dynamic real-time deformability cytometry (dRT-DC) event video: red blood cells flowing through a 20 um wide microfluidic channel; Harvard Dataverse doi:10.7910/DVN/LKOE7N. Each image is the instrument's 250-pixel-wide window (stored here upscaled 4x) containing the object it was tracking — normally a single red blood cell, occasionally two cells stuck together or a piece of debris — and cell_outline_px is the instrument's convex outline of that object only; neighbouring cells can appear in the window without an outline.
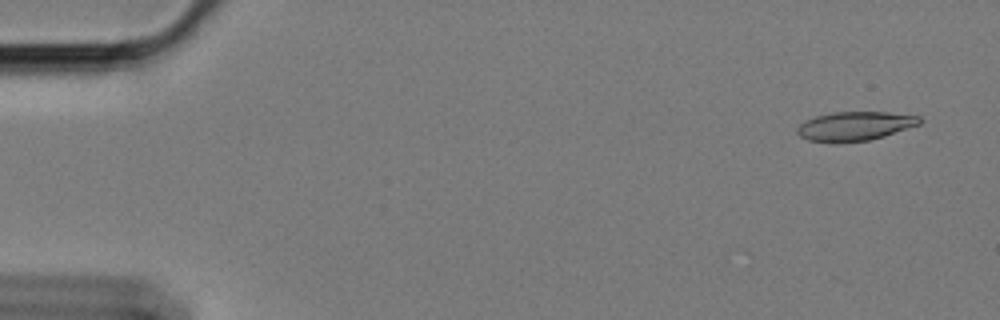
{"species": "Egyptian fruit bat (a non-hibernating species)", "species_latin": "Rousettus aegyptiacus", "temperature_condition": "cold", "stored_images_in_passage": 29, "camera_frame_rate_fps": 3000, "um_per_image_px": 0.085, "animal": {"sex": "female"}, "frame": {"image": 1, "passage_image": 3, "time_ms": 0.667, "image_size_px": [1000, 320], "cell_outline_px": [[924, 120], [920, 124], [884, 136], [868, 140], [836, 144], [832, 144], [808, 140], [800, 136], [796, 132], [796, 128], [804, 120], [816, 116], [832, 112], [888, 112], [920, 116]], "centroid_in_image_um": [72.63, 10.73], "position_along_channel_um": 12.4, "area_um2": 21.1}}
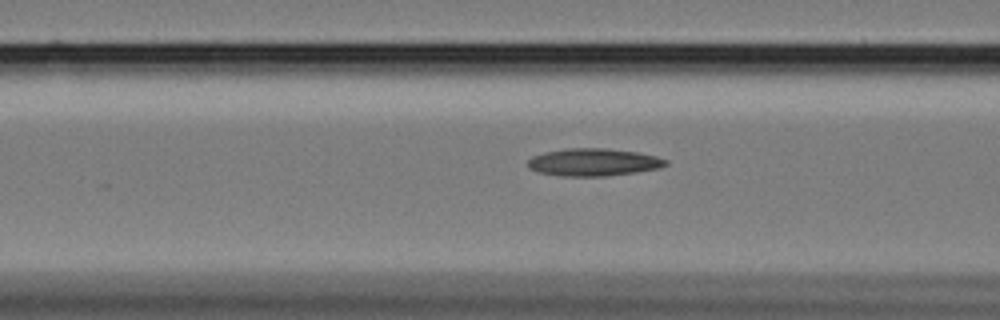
{"frame": {"image": 2, "passage_image": 23, "time_ms": 7.333, "image_size_px": [1000, 320], "cell_outline_px": [[668, 164], [660, 168], [636, 172], [604, 176], [560, 176], [536, 172], [528, 168], [528, 160], [532, 156], [544, 152], [564, 148], [604, 148], [636, 152], [656, 156], [668, 160]], "centroid_in_image_um": [50.41, 13.79], "position_along_channel_um": 116.2, "area_um2": 22.25}}
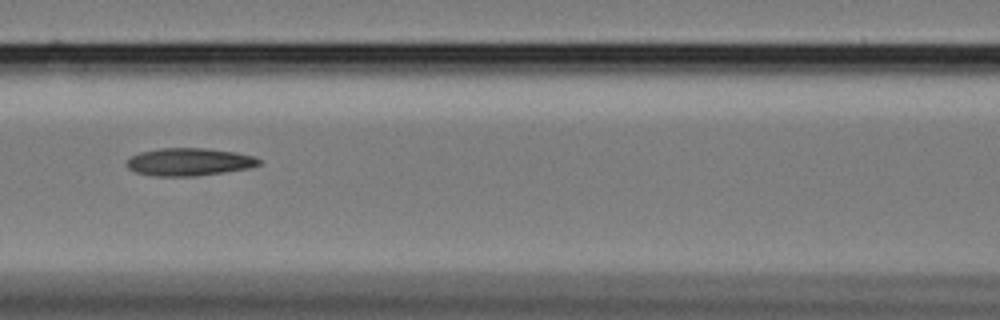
{"frame": {"image": 3, "passage_image": 26, "time_ms": 8.333, "image_size_px": [1000, 320], "cell_outline_px": [[260, 164], [248, 168], [224, 172], [196, 176], [152, 176], [136, 172], [128, 168], [124, 164], [132, 156], [140, 152], [160, 148], [204, 148], [236, 152], [256, 156], [260, 160]], "centroid_in_image_um": [16.07, 13.76], "position_along_channel_um": 150.5, "area_um2": 21.39}}